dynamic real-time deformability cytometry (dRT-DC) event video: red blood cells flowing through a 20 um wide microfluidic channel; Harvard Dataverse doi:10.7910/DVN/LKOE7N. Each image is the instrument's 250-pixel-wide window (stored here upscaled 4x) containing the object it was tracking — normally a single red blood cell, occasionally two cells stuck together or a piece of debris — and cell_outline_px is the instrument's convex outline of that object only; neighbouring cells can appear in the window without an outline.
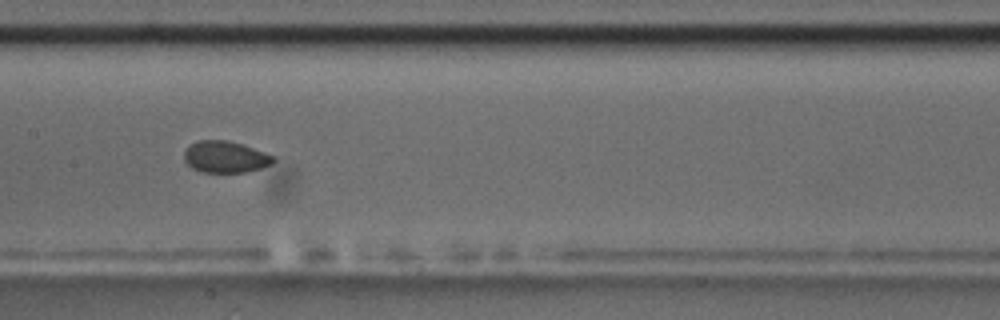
{"species": "common noctule bat (a hibernating species)", "species_latin": "Nyctalus noctula", "temperature_condition": "room temperature", "stored_images_in_passage": 8, "camera_frame_rate_fps": 3000, "um_per_image_px": 0.085, "animal": {"sex": "male", "body_mass_g": 17.5, "forearm_length_mm": 52.3}, "frame": {"image": 1, "passage_image": 8, "time_ms": 8.333, "image_size_px": [1000, 320], "cell_outline_px": [[276, 160], [272, 164], [260, 168], [244, 172], [200, 172], [192, 168], [184, 160], [184, 152], [196, 140], [228, 140], [276, 156]], "centroid_in_image_um": [19.16, 13.34], "position_along_channel_um": 188.2, "area_um2": 16.36}}